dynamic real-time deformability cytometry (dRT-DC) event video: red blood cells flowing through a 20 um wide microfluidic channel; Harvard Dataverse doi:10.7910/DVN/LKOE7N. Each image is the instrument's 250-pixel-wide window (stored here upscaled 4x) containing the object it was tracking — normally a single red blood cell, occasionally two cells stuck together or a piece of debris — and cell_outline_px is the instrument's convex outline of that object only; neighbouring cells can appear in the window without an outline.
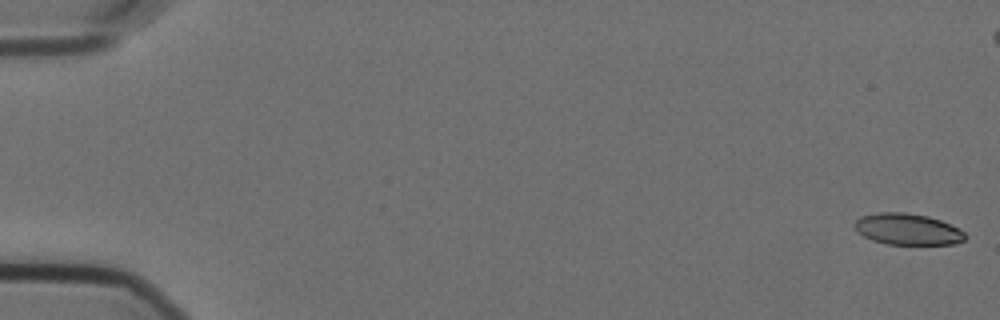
{"species": "Egyptian fruit bat (a non-hibernating species)", "species_latin": "Rousettus aegyptiacus", "temperature_condition": "cold", "stored_images_in_passage": 58, "camera_frame_rate_fps": 3000, "um_per_image_px": 0.085, "animal": {"sex": "female"}, "frame": {"image": 1, "passage_image": 1, "time_ms": 0.0, "image_size_px": [1000, 320], "cell_outline_px": [[968, 236], [964, 240], [952, 244], [888, 244], [872, 240], [864, 236], [852, 224], [860, 216], [880, 212], [904, 212], [928, 216], [940, 220], [960, 228]], "centroid_in_image_um": [77.16, 19.47], "position_along_channel_um": 7.8, "area_um2": 20.17}}
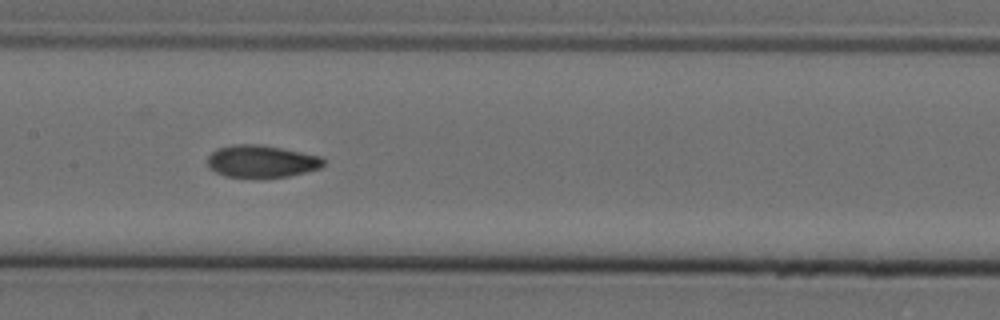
{"frame": {"image": 2, "passage_image": 29, "time_ms": 9.333, "image_size_px": [1000, 320], "cell_outline_px": [[324, 164], [320, 168], [288, 176], [224, 176], [208, 168], [208, 156], [216, 148], [232, 144], [260, 144], [324, 156]], "centroid_in_image_um": [22.23, 13.68], "position_along_channel_um": 185.2, "area_um2": 21.68}}
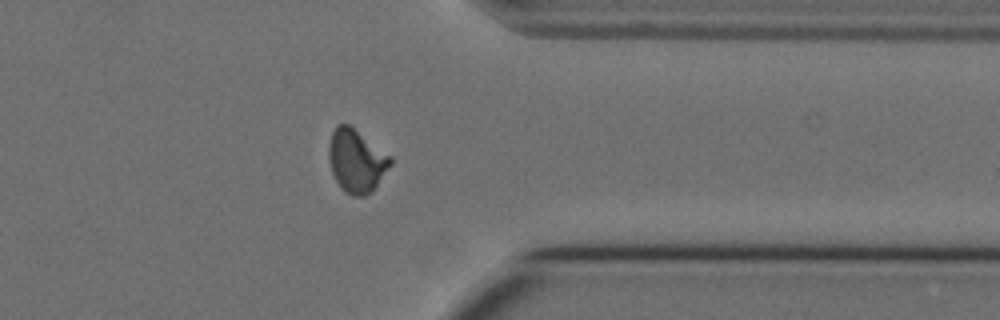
{"frame": {"image": 3, "passage_image": 46, "time_ms": 15.0, "image_size_px": [1000, 320], "cell_outline_px": [[392, 164], [372, 192], [364, 196], [352, 196], [344, 192], [340, 188], [332, 172], [328, 160], [328, 144], [332, 132], [336, 124], [348, 124], [392, 156]], "centroid_in_image_um": [30.29, 13.68], "position_along_channel_um": 381.1, "area_um2": 22.89}, "authors_computed_cell_mechanics": {"area_um2": 21.7617, "velocity_mm_per_s": 3.5728, "shape_relaxation_time_tau1_ms": null, "shape_relaxation_time_tau2_ms": 1.991, "deformation_change_tau1": null, "deformation_change_tau2": 0.0682}}